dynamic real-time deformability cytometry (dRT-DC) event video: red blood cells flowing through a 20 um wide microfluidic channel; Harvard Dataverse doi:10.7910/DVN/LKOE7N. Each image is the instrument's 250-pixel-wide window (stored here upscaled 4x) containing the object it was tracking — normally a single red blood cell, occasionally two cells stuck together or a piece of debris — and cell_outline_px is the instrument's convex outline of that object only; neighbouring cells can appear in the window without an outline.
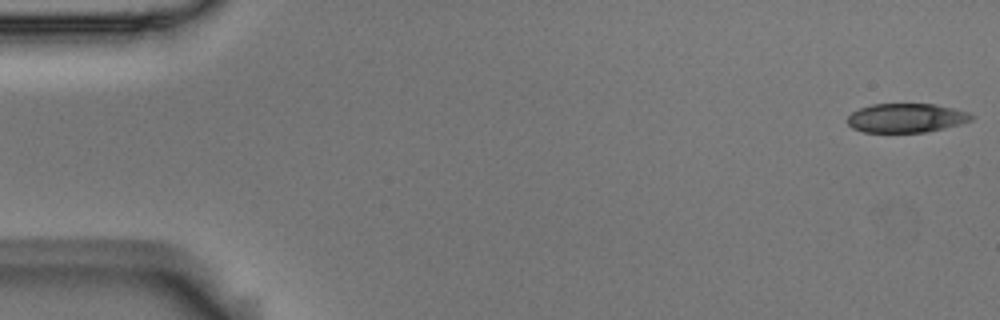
{"species": "Egyptian fruit bat (a non-hibernating species)", "species_latin": "Rousettus aegyptiacus", "temperature_condition": "room temperature", "stored_images_in_passage": 3, "camera_frame_rate_fps": 3000, "um_per_image_px": 0.085, "animal": {"sex": "male"}, "frame": {"image": 1, "passage_image": 1, "time_ms": 0.0, "image_size_px": [1000, 320], "cell_outline_px": [[976, 116], [972, 120], [960, 124], [944, 128], [924, 132], [864, 132], [852, 128], [848, 124], [848, 116], [852, 112], [860, 108], [872, 104], [936, 104], [968, 112]], "centroid_in_image_um": [77.04, 10.02], "position_along_channel_um": 8.0, "area_um2": 20.98}}